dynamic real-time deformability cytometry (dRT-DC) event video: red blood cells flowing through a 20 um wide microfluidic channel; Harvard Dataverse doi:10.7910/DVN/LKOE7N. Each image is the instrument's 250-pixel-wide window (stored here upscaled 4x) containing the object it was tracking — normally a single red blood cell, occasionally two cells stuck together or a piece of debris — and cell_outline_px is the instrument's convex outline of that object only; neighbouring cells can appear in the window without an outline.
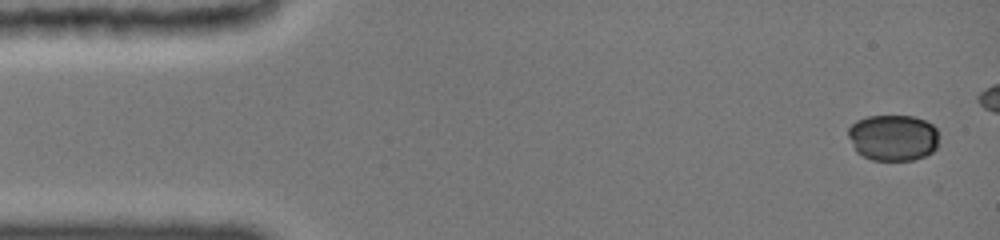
{"species": "common noctule bat (a hibernating species)", "species_latin": "Nyctalus noctula", "temperature_condition": "cold", "stored_images_in_passage": 13, "camera_frame_rate_fps": 3000, "um_per_image_px": 0.085, "animal": {"sex": "female", "body_mass_g": 19.0, "forearm_length_mm": 51.5}, "frame": {"image": 1, "passage_image": 1, "time_ms": 0.0, "image_size_px": [1000, 240], "cell_outline_px": [[936, 148], [932, 152], [924, 156], [912, 160], [872, 160], [856, 152], [848, 136], [848, 128], [856, 120], [868, 116], [912, 116], [924, 120], [932, 124], [936, 128]], "centroid_in_image_um": [75.88, 11.7], "position_along_channel_um": 9.1, "area_um2": 24.33}}
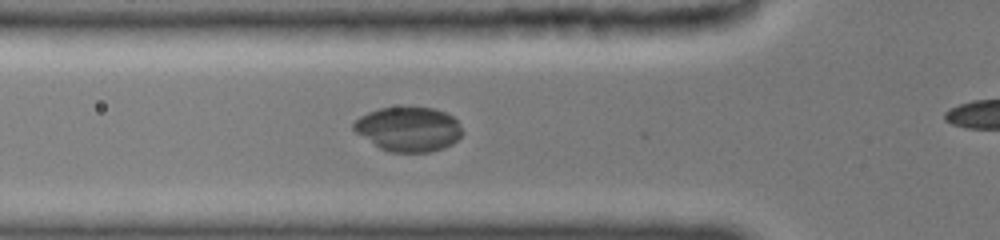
{"frame": {"image": 2, "passage_image": 12, "time_ms": 5.0, "image_size_px": [1000, 240], "cell_outline_px": [[464, 132], [452, 144], [444, 148], [428, 152], [388, 152], [380, 148], [356, 132], [352, 128], [352, 124], [360, 116], [368, 112], [380, 108], [436, 108], [452, 116], [456, 120]], "centroid_in_image_um": [34.73, 10.98], "position_along_channel_um": 91.1, "area_um2": 27.98}}